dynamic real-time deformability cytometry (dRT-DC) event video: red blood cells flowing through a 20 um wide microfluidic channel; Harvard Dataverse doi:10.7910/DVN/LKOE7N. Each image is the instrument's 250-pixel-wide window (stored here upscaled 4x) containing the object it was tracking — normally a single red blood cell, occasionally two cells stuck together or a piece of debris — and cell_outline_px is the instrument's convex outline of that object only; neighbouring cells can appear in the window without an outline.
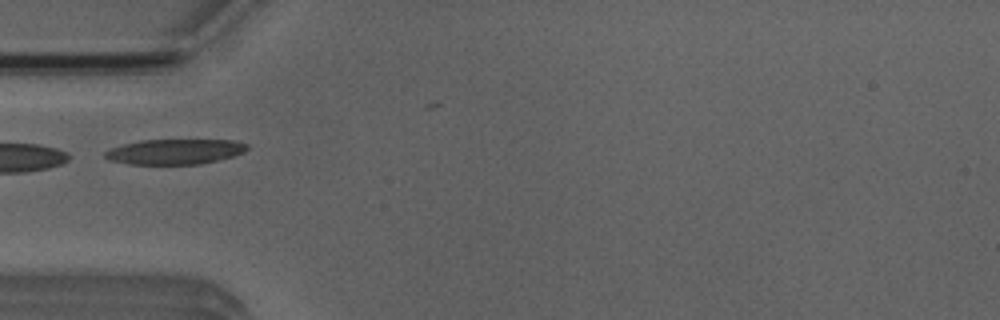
{"species": "Egyptian fruit bat (a non-hibernating species)", "species_latin": "Rousettus aegyptiacus", "temperature_condition": "room temperature", "stored_images_in_passage": 4, "camera_frame_rate_fps": 3000, "um_per_image_px": 0.085, "animal": {"sex": "male"}, "frame": {"image": 1, "passage_image": 2, "time_ms": 2.0, "image_size_px": [1000, 320], "cell_outline_px": [[248, 148], [244, 152], [232, 156], [200, 164], [128, 164], [108, 160], [104, 156], [104, 152], [112, 148], [124, 144], [140, 140], [236, 140], [248, 144]], "centroid_in_image_um": [14.86, 12.89], "position_along_channel_um": 70.1, "area_um2": 20.81}}
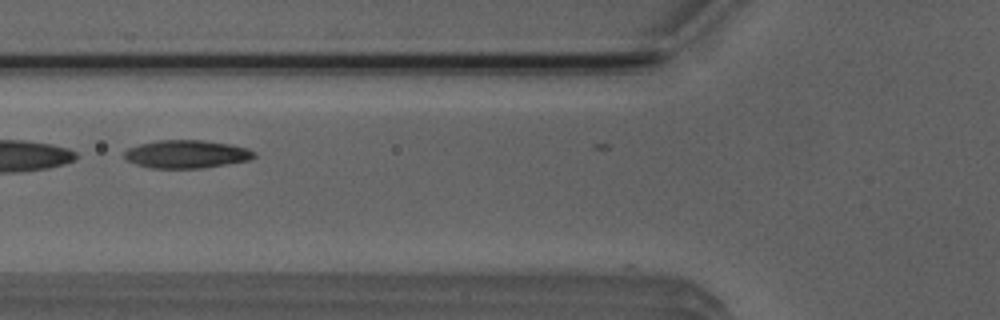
{"frame": {"image": 2, "passage_image": 3, "time_ms": 3.0, "image_size_px": [1000, 320], "cell_outline_px": [[256, 156], [248, 160], [228, 164], [204, 168], [152, 168], [136, 164], [124, 160], [124, 152], [128, 148], [140, 144], [156, 140], [204, 140], [232, 144], [248, 148], [256, 152]], "centroid_in_image_um": [15.86, 13.1], "position_along_channel_um": 109.9, "area_um2": 21.44}}